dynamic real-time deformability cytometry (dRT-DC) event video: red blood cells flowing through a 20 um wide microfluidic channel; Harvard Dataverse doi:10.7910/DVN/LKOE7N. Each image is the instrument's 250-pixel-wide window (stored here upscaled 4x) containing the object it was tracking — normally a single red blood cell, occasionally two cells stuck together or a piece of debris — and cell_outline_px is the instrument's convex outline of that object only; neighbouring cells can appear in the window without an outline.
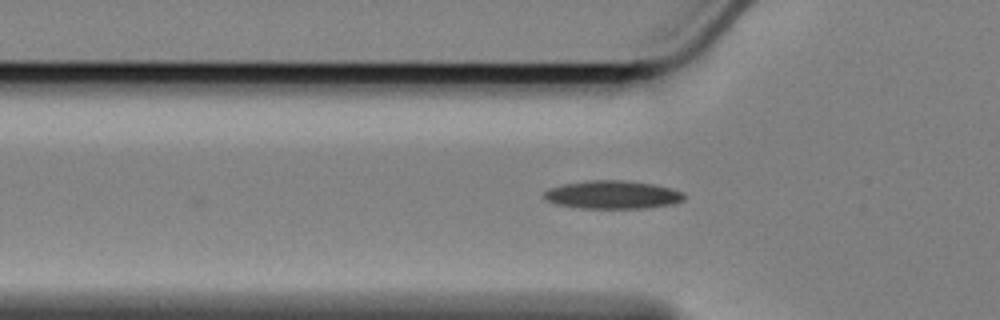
{"species": "Egyptian fruit bat (a non-hibernating species)", "species_latin": "Rousettus aegyptiacus", "temperature_condition": "cold", "stored_images_in_passage": 37, "camera_frame_rate_fps": 3000, "um_per_image_px": 0.085, "animal": {"sex": "female"}, "frame": {"image": 1, "passage_image": 7, "time_ms": 2.0, "image_size_px": [1000, 320], "cell_outline_px": [[684, 200], [672, 204], [648, 208], [580, 208], [556, 204], [548, 200], [544, 196], [544, 192], [548, 188], [564, 184], [588, 180], [624, 180], [652, 184], [672, 188], [684, 192]], "centroid_in_image_um": [52.09, 16.55], "position_along_channel_um": 73.7, "area_um2": 23.0}}
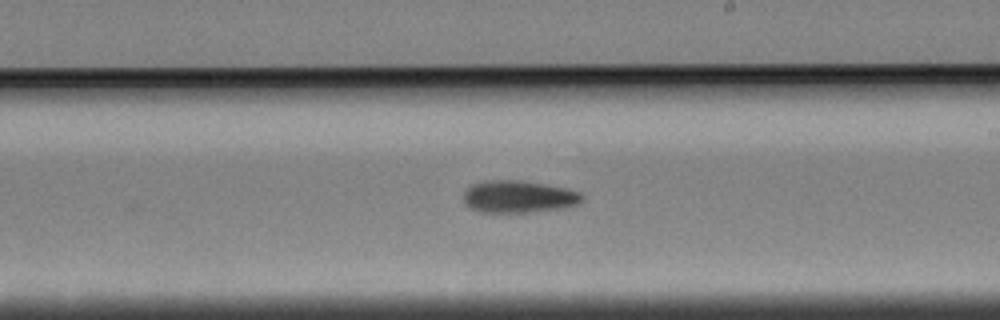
{"frame": {"image": 2, "passage_image": 22, "time_ms": 7.0, "image_size_px": [1000, 320], "cell_outline_px": [[584, 196], [576, 204], [564, 208], [528, 212], [480, 212], [464, 204], [464, 192], [472, 184], [488, 180], [520, 180], [564, 188], [580, 192]], "centroid_in_image_um": [44.05, 16.72], "position_along_channel_um": 245.0, "area_um2": 22.02}}
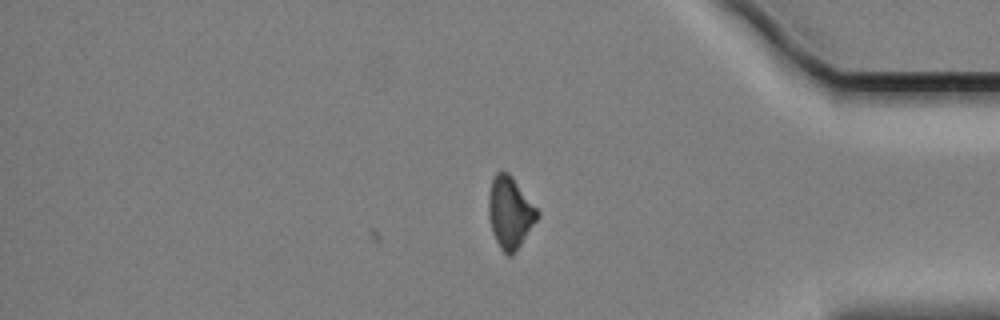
{"frame": {"image": 3, "passage_image": 37, "time_ms": 12.0, "image_size_px": [1000, 320], "cell_outline_px": [[540, 216], [512, 256], [508, 256], [500, 248], [492, 232], [488, 212], [488, 196], [492, 180], [496, 172], [508, 172], [512, 176], [540, 212]], "centroid_in_image_um": [43.35, 18.06], "position_along_channel_um": 391.8, "area_um2": 20.29}, "authors_computed_cell_mechanics": {"area_um2": 21.7906, "velocity_mm_per_s": 3.401, "shape_relaxation_time_tau1_ms": 10.2546, "shape_relaxation_time_tau2_ms": null, "deformation_change_tau1": 0.1828, "deformation_change_tau2": null}}